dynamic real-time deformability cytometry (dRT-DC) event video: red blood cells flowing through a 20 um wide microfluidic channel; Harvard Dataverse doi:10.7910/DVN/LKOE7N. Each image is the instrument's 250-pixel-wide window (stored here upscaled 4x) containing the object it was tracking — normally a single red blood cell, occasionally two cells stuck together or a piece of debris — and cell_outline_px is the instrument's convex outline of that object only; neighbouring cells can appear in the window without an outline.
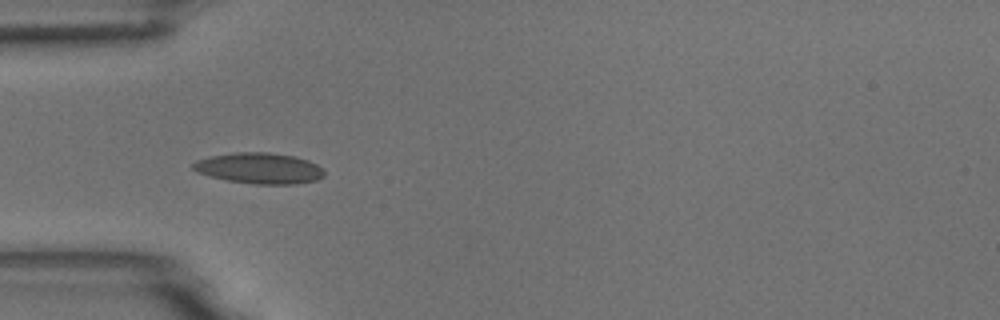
{"species": "common noctule bat (a hibernating species)", "species_latin": "Nyctalus noctula", "temperature_condition": "room temperature", "stored_images_in_passage": 12, "camera_frame_rate_fps": 3000, "um_per_image_px": 0.085, "animal": {"sex": "male", "body_mass_g": 18.8}, "frame": {"image": 1, "passage_image": 6, "time_ms": 1.667, "image_size_px": [1000, 320], "cell_outline_px": [[324, 176], [316, 180], [296, 184], [256, 184], [228, 180], [196, 172], [192, 168], [192, 164], [196, 160], [208, 156], [236, 152], [268, 152], [292, 156], [308, 160], [324, 168]], "centroid_in_image_um": [22.04, 14.29], "position_along_channel_um": 63.0, "area_um2": 23.58}}